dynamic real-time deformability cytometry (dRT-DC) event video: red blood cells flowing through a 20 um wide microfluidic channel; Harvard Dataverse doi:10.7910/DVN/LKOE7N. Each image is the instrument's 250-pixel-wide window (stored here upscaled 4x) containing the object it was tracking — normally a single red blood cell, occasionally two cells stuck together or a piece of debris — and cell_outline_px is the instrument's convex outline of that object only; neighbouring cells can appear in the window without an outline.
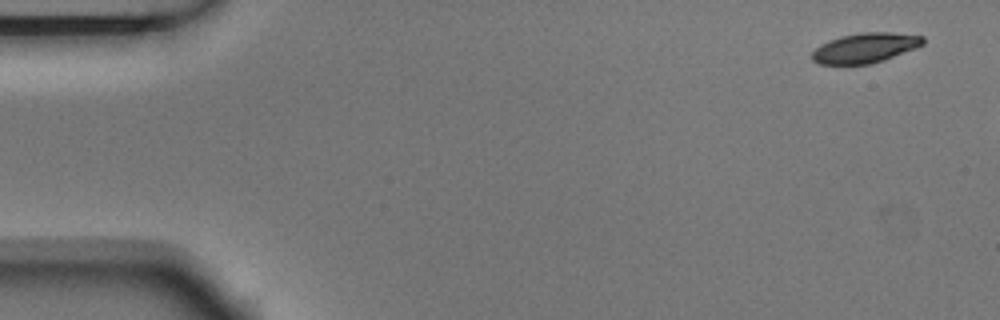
{"species": "Egyptian fruit bat (a non-hibernating species)", "species_latin": "Rousettus aegyptiacus", "temperature_condition": "room temperature", "stored_images_in_passage": 3, "camera_frame_rate_fps": 3000, "um_per_image_px": 0.085, "animal": {"sex": "male"}, "frame": {"image": 1, "passage_image": 1, "time_ms": 0.0, "image_size_px": [1000, 320], "cell_outline_px": [[924, 44], [916, 48], [884, 60], [872, 64], [820, 64], [812, 60], [812, 52], [820, 44], [828, 40], [840, 36], [860, 32], [892, 32], [924, 36]], "centroid_in_image_um": [73.54, 4.06], "position_along_channel_um": 11.5, "area_um2": 19.48}}